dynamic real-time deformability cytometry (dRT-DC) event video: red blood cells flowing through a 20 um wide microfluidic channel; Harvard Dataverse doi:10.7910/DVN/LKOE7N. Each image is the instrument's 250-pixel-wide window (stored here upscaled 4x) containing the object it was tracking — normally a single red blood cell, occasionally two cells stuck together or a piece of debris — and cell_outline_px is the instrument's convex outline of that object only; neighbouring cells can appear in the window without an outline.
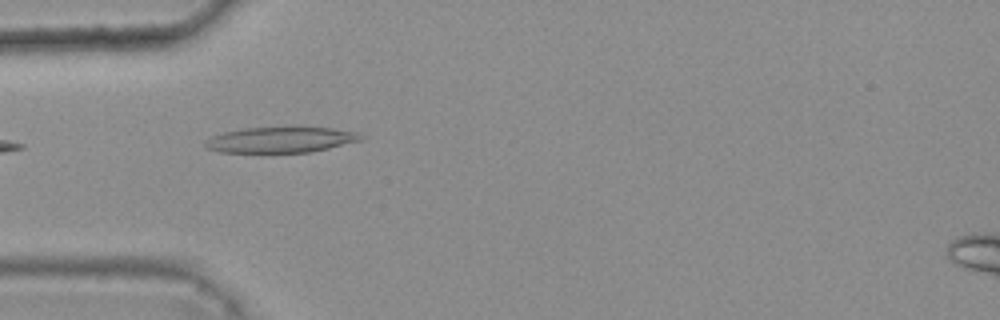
{"species": "common noctule bat (a hibernating species)", "species_latin": "Nyctalus noctula", "temperature_condition": "warm", "stored_images_in_passage": 1, "camera_frame_rate_fps": 3000, "um_per_image_px": 0.085, "animal": {"sex": "female", "body_mass_g": 25.1}, "frame": {"image": 1, "passage_image": 1, "time_ms": 0.0, "image_size_px": [1000, 320], "cell_outline_px": [[364, 136], [360, 140], [328, 148], [308, 152], [220, 152], [208, 148], [204, 144], [212, 136], [224, 132], [244, 128], [296, 124], [332, 128], [356, 132]], "centroid_in_image_um": [23.89, 11.82], "position_along_channel_um": 61.1, "area_um2": 23.93}}